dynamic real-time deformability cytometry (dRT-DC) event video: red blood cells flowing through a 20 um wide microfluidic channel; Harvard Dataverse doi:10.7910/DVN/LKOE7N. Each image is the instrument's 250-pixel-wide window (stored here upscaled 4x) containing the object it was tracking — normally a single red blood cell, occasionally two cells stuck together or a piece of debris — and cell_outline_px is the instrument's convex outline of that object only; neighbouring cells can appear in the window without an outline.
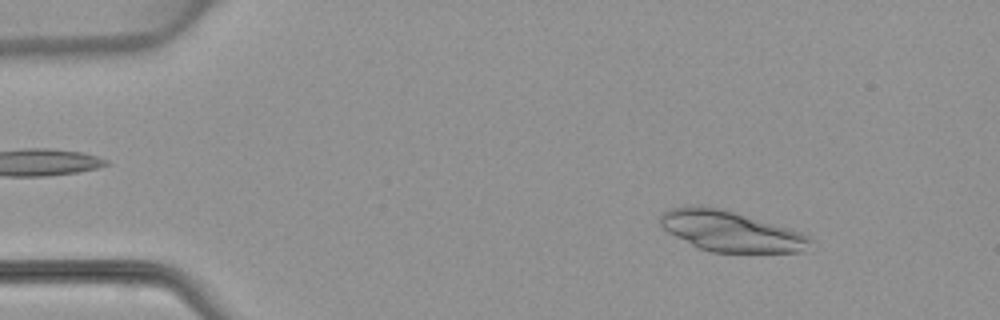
{"species": "common noctule bat (a hibernating species)", "species_latin": "Nyctalus noctula", "temperature_condition": "warm", "stored_images_in_passage": 3, "camera_frame_rate_fps": 3000, "um_per_image_px": 0.085, "animal": {"sex": "female", "body_mass_g": 22.7, "forearm_length_mm": 54.2}, "frame": {"image": 1, "passage_image": 1, "time_ms": 0.0, "image_size_px": [1000, 320], "cell_outline_px": [[812, 240], [800, 252], [712, 252], [696, 248], [668, 232], [660, 224], [660, 216], [664, 212], [672, 208], [720, 208], [788, 228], [800, 232], [808, 236]], "centroid_in_image_um": [62.09, 19.69], "position_along_channel_um": 22.9, "area_um2": 34.28}}